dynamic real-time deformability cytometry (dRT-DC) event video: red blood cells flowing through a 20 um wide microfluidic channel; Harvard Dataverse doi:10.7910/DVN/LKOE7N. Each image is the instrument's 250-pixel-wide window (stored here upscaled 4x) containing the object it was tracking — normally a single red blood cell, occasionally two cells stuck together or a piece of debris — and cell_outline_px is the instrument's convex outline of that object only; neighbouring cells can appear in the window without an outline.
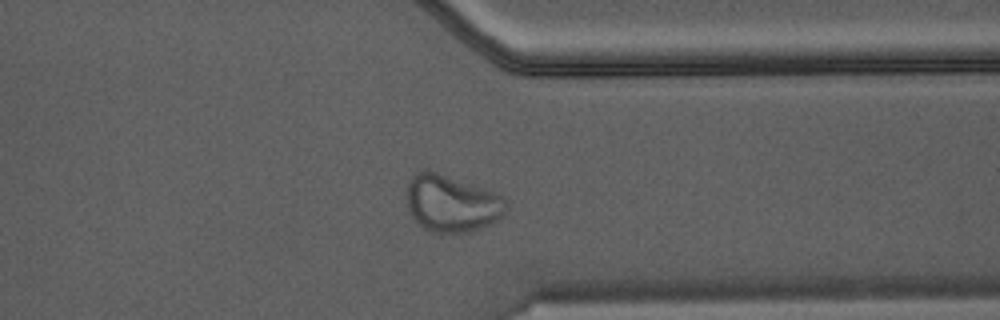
{"species": "Egyptian fruit bat (a non-hibernating species)", "species_latin": "Rousettus aegyptiacus", "temperature_condition": "warm", "stored_images_in_passage": 37, "camera_frame_rate_fps": 3000, "um_per_image_px": 0.085, "animal": {"sex": "male"}, "frame": {"image": 1, "passage_image": 27, "time_ms": 8.667, "image_size_px": [1000, 320], "cell_outline_px": [[508, 208], [500, 216], [488, 224], [480, 228], [468, 232], [432, 232], [424, 228], [412, 220], [404, 196], [408, 184], [412, 176], [420, 168], [424, 168], [496, 192], [504, 196], [508, 200]], "centroid_in_image_um": [38.34, 17.27], "position_along_channel_um": 373.1, "area_um2": 33.35}}